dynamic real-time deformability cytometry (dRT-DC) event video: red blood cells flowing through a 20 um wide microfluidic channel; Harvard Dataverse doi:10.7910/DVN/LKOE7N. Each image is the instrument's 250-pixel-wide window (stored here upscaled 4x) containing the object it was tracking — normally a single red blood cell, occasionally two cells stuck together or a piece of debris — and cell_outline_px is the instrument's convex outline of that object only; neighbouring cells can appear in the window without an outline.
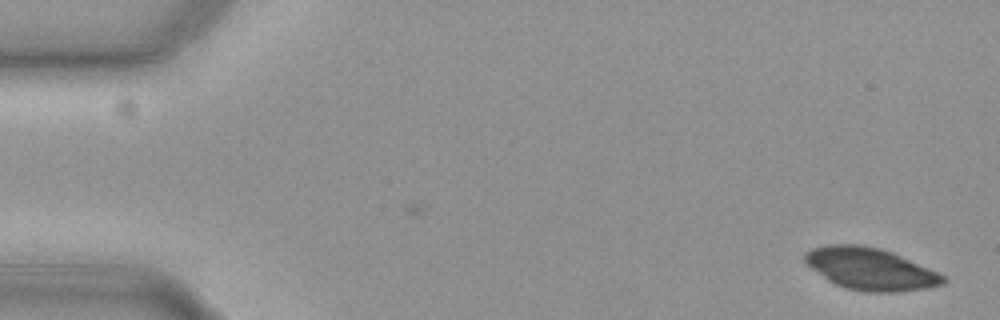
{"species": "common noctule bat (a hibernating species)", "species_latin": "Nyctalus noctula", "temperature_condition": "cold", "stored_images_in_passage": 56, "camera_frame_rate_fps": 3000, "um_per_image_px": 0.085, "animal": {"sex": "female", "body_mass_g": 19.3, "forearm_length_mm": 54.1}, "frame": {"image": 1, "passage_image": 1, "time_ms": 0.0, "image_size_px": [1000, 320], "cell_outline_px": [[948, 280], [944, 284], [924, 288], [896, 292], [864, 292], [844, 288], [828, 280], [812, 268], [804, 260], [804, 252], [812, 248], [828, 244], [860, 244], [880, 248], [892, 252], [940, 272]], "centroid_in_image_um": [74.0, 22.85], "position_along_channel_um": 11.0, "area_um2": 33.99}}
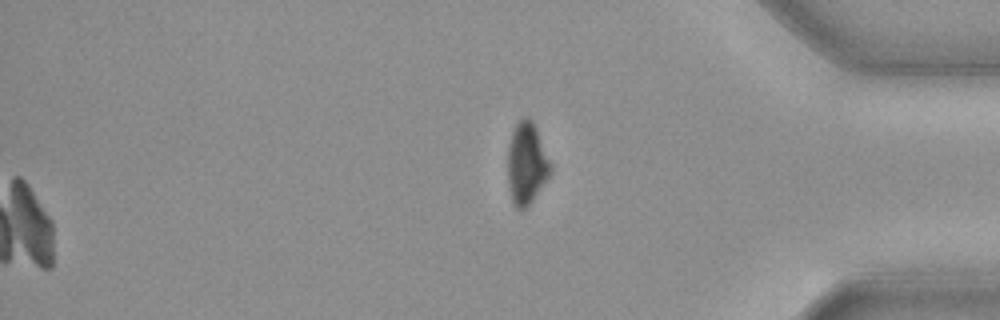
{"frame": {"image": 2, "passage_image": 56, "time_ms": 18.333, "image_size_px": [1000, 320], "cell_outline_px": [[552, 172], [532, 200], [524, 208], [516, 208], [512, 204], [508, 184], [508, 148], [512, 132], [516, 124], [524, 116], [528, 116], [532, 120], [536, 128], [552, 164]], "centroid_in_image_um": [44.76, 13.88], "position_along_channel_um": 390.4, "area_um2": 20.35}}